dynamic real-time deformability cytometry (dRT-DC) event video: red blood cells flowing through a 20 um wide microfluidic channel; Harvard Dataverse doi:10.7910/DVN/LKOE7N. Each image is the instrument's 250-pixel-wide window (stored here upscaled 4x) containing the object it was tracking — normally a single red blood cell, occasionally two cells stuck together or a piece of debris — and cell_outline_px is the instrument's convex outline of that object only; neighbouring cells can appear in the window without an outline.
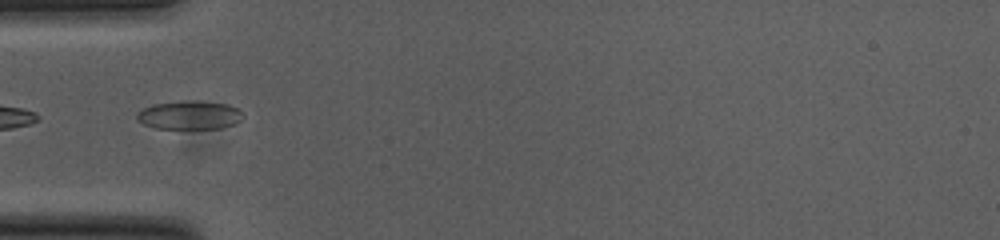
{"species": "common noctule bat (a hibernating species)", "species_latin": "Nyctalus noctula", "temperature_condition": "cold", "stored_images_in_passage": 15, "camera_frame_rate_fps": 3000, "um_per_image_px": 0.085, "animal": {"sex": "female", "body_mass_g": 23.0, "forearm_length_mm": 53.4}, "frame": {"image": 1, "passage_image": 1, "time_ms": 0.0, "image_size_px": [1000, 240], "cell_outline_px": [[244, 116], [236, 124], [220, 128], [156, 128], [144, 124], [136, 120], [136, 112], [152, 104], [228, 104], [240, 108], [244, 112]], "centroid_in_image_um": [16.14, 9.84], "position_along_channel_um": 68.9, "area_um2": 16.7}}
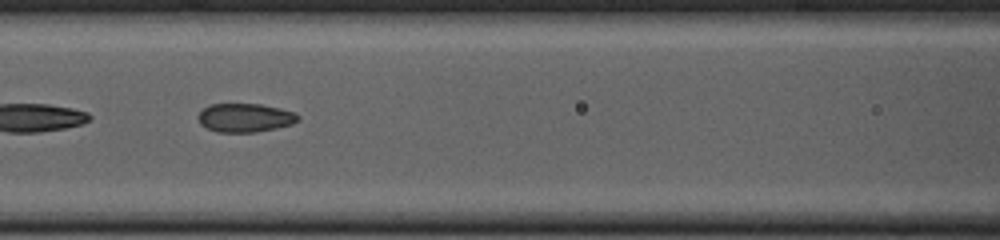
{"frame": {"image": 2, "passage_image": 7, "time_ms": 2.0, "image_size_px": [1000, 240], "cell_outline_px": [[300, 120], [292, 124], [276, 128], [256, 132], [216, 132], [200, 124], [196, 116], [208, 104], [260, 104], [280, 108], [296, 112], [300, 116]], "centroid_in_image_um": [20.84, 10.0], "position_along_channel_um": 145.8, "area_um2": 16.88}}